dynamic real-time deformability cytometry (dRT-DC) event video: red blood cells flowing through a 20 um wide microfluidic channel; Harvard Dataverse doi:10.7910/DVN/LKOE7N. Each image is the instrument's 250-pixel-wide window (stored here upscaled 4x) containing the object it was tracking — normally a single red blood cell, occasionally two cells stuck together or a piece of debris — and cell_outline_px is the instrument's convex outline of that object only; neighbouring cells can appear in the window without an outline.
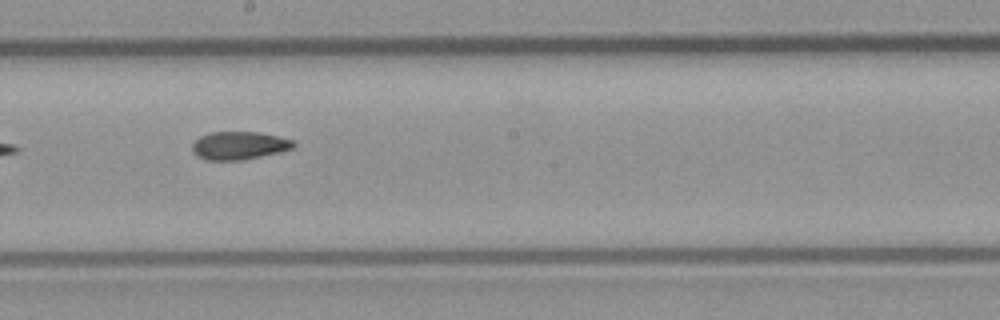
{"species": "common noctule bat (a hibernating species)", "species_latin": "Nyctalus noctula", "temperature_condition": "room temperature", "stored_images_in_passage": 12, "camera_frame_rate_fps": 3000, "um_per_image_px": 0.085, "animal": {"sex": "male", "body_mass_g": 23.1, "forearm_length_mm": 52.7}, "frame": {"image": 1, "passage_image": 6, "time_ms": 5.667, "image_size_px": [1000, 320], "cell_outline_px": [[296, 144], [292, 148], [280, 152], [244, 160], [208, 160], [196, 156], [192, 152], [192, 144], [200, 136], [212, 132], [260, 132], [292, 140]], "centroid_in_image_um": [20.3, 12.38], "position_along_channel_um": 227.9, "area_um2": 16.53}}
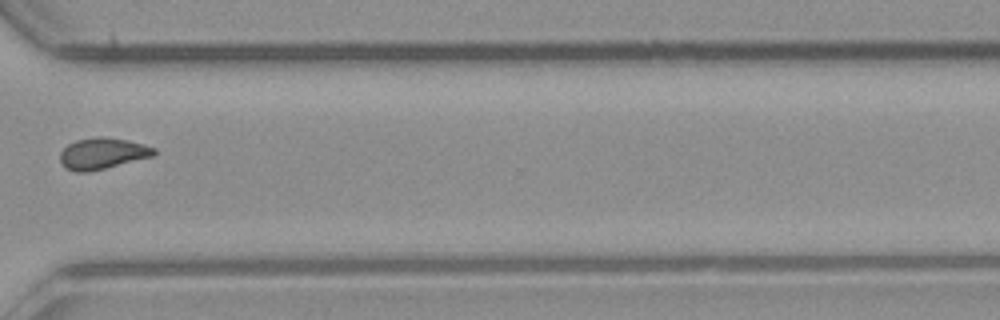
{"frame": {"image": 2, "passage_image": 9, "time_ms": 9.0, "image_size_px": [1000, 320], "cell_outline_px": [[156, 156], [88, 172], [76, 172], [64, 168], [60, 164], [60, 152], [68, 144], [76, 140], [100, 136], [128, 140], [144, 144], [156, 148]], "centroid_in_image_um": [8.72, 13.05], "position_along_channel_um": 361.9, "area_um2": 17.34}}
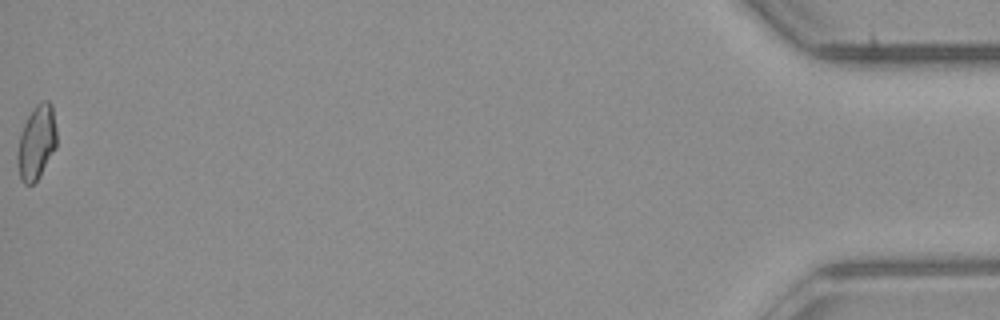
{"frame": {"image": 3, "passage_image": 12, "time_ms": 13.333, "image_size_px": [1000, 320], "cell_outline_px": [[56, 148], [40, 176], [32, 184], [24, 184], [20, 180], [16, 160], [16, 156], [20, 136], [24, 124], [28, 116], [36, 104], [44, 100], [48, 100], [52, 104], [56, 128]], "centroid_in_image_um": [3.1, 12.12], "position_along_channel_um": 432.1, "area_um2": 17.05}, "authors_computed_cell_mechanics": {"area_um2": 16.8198, "velocity_mm_per_s": 4.0109, "shape_relaxation_time_tau1_ms": 2.4352, "shape_relaxation_time_tau2_ms": 3.2457, "deformation_change_tau1": 0.1955, "deformation_change_tau2": 0.0947}}